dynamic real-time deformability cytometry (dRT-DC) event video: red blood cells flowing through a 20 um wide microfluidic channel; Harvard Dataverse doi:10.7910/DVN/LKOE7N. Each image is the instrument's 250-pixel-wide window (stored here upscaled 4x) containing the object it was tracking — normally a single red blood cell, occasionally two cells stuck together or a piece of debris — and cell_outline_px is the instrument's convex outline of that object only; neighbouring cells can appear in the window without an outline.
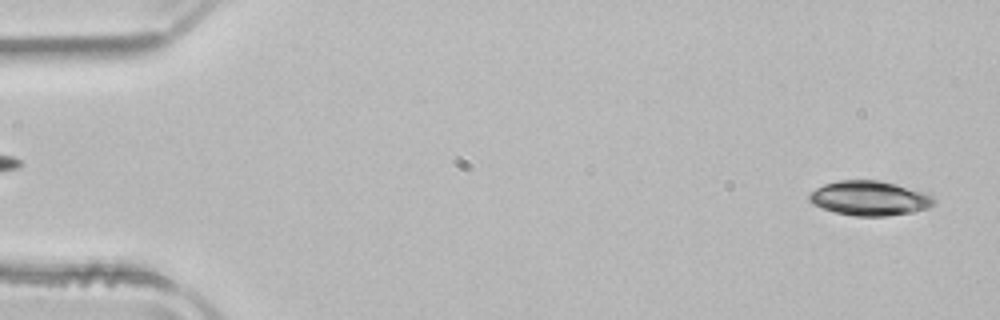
{"species": "common noctule bat (a hibernating species)", "species_latin": "Nyctalus noctula", "temperature_condition": "room temperature", "stored_images_in_passage": 51, "camera_frame_rate_fps": 3000, "um_per_image_px": 0.085, "animal": {"sex": "male", "body_mass_g": 21.5, "forearm_length_mm": 52.0}, "frame": {"image": 1, "passage_image": 2, "time_ms": 0.333, "image_size_px": [1000, 320], "cell_outline_px": [[936, 204], [928, 208], [912, 212], [888, 216], [856, 216], [836, 212], [812, 204], [808, 200], [808, 196], [816, 188], [824, 184], [840, 180], [880, 180], [896, 184], [924, 192], [932, 196], [936, 200]], "centroid_in_image_um": [73.94, 16.85], "position_along_channel_um": 11.1, "area_um2": 25.14}}
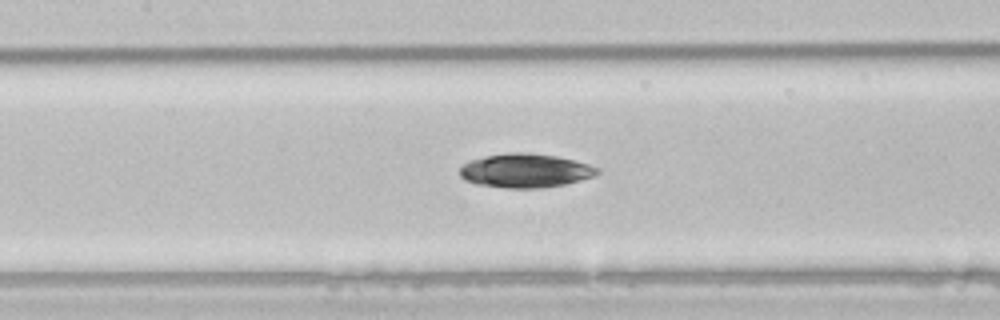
{"frame": {"image": 2, "passage_image": 23, "time_ms": 7.333, "image_size_px": [1000, 320], "cell_outline_px": [[600, 172], [592, 176], [580, 180], [564, 184], [540, 188], [504, 188], [476, 184], [464, 180], [460, 176], [460, 168], [464, 164], [472, 160], [484, 156], [508, 152], [528, 152], [556, 156], [588, 164], [600, 168]], "centroid_in_image_um": [44.63, 14.5], "position_along_channel_um": 162.8, "area_um2": 27.17}}
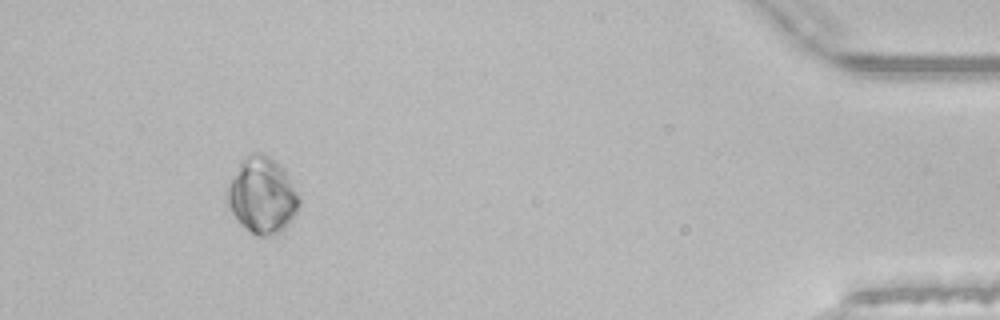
{"frame": {"image": 3, "passage_image": 47, "time_ms": 15.333, "image_size_px": [1000, 320], "cell_outline_px": [[300, 204], [296, 212], [284, 232], [272, 236], [256, 236], [244, 228], [236, 220], [228, 208], [224, 200], [224, 192], [240, 160], [244, 156], [252, 152], [260, 152], [268, 156], [284, 168], [300, 200]], "centroid_in_image_um": [22.23, 16.63], "position_along_channel_um": 413.0, "area_um2": 32.66}, "authors_computed_cell_mechanics": {"area_um2": 25.6632, "velocity_mm_per_s": 3.9502, "shape_relaxation_time_tau1_ms": 3.9267, "shape_relaxation_time_tau2_ms": null, "deformation_change_tau1": 0.0616, "deformation_change_tau2": null}}